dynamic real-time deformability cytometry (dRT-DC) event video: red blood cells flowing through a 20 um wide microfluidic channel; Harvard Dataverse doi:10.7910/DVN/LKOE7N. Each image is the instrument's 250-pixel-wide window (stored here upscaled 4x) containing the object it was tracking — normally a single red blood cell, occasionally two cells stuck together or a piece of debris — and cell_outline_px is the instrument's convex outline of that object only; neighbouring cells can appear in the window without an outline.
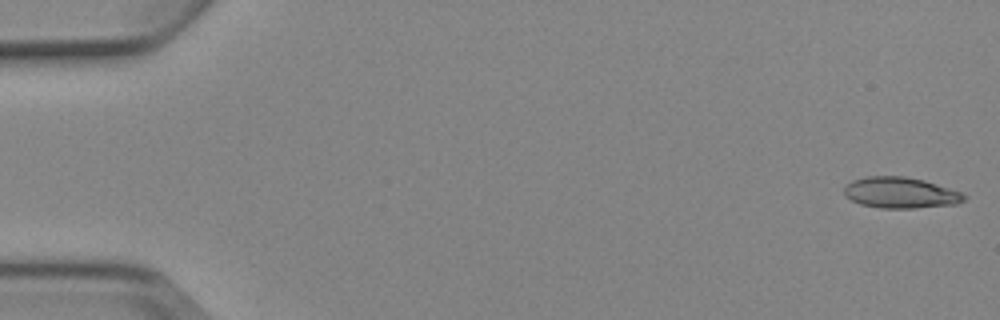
{"species": "Egyptian fruit bat (a non-hibernating species)", "species_latin": "Rousettus aegyptiacus", "temperature_condition": "cold", "stored_images_in_passage": 5, "camera_frame_rate_fps": 3000, "um_per_image_px": 0.085, "animal": {"sex": "female"}, "frame": {"image": 1, "passage_image": 1, "time_ms": 0.0, "image_size_px": [1000, 320], "cell_outline_px": [[968, 196], [964, 200], [956, 204], [916, 208], [880, 208], [860, 204], [844, 196], [844, 188], [852, 180], [868, 176], [904, 176], [924, 180], [964, 192]], "centroid_in_image_um": [76.57, 16.38], "position_along_channel_um": 8.4, "area_um2": 21.85}}
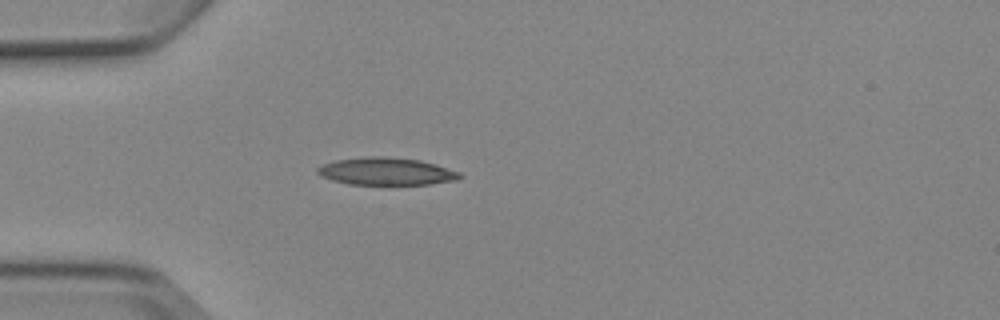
{"frame": {"image": 2, "passage_image": 5, "time_ms": 4.667, "image_size_px": [1000, 320], "cell_outline_px": [[464, 176], [456, 180], [432, 184], [348, 184], [332, 180], [320, 176], [316, 172], [316, 168], [324, 164], [336, 160], [364, 156], [384, 156], [420, 160], [436, 164], [460, 172]], "centroid_in_image_um": [32.83, 14.56], "position_along_channel_um": 52.2, "area_um2": 22.89}}